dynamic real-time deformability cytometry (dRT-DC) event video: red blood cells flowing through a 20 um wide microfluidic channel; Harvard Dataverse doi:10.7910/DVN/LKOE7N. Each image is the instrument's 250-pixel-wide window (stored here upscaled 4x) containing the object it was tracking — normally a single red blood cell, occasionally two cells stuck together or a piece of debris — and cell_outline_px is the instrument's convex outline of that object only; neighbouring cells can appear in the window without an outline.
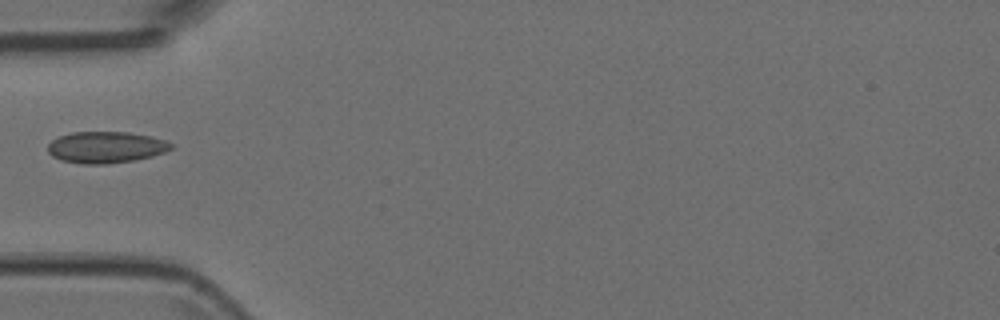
{"species": "Egyptian fruit bat (a non-hibernating species)", "species_latin": "Rousettus aegyptiacus", "temperature_condition": "room temperature", "stored_images_in_passage": 21, "camera_frame_rate_fps": 3000, "um_per_image_px": 0.085, "animal": {"sex": "female"}, "frame": {"image": 1, "passage_image": 1, "time_ms": 0.0, "image_size_px": [1000, 320], "cell_outline_px": [[172, 148], [164, 152], [152, 156], [132, 160], [104, 164], [80, 164], [60, 160], [52, 156], [48, 152], [48, 144], [52, 140], [60, 136], [72, 132], [128, 132], [152, 136], [164, 140], [172, 144]], "centroid_in_image_um": [8.97, 12.51], "position_along_channel_um": 76.0, "area_um2": 22.54}}